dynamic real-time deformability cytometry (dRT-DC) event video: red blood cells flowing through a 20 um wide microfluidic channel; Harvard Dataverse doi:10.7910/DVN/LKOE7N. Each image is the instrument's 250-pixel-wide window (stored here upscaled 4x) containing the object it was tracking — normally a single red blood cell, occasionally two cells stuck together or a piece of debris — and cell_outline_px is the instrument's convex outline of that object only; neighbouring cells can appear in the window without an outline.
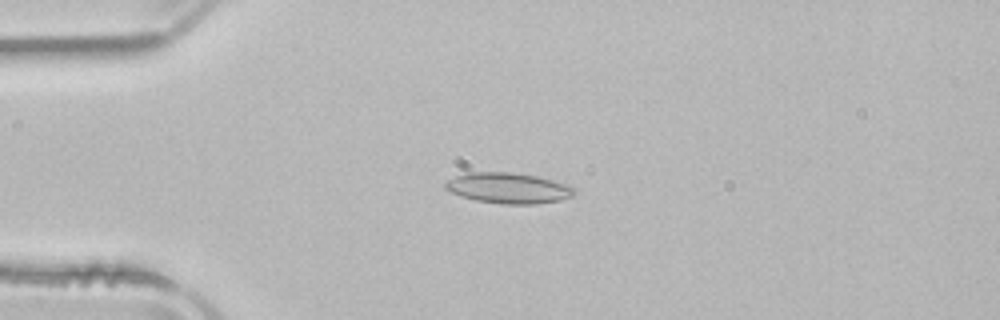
{"species": "common noctule bat (a hibernating species)", "species_latin": "Nyctalus noctula", "temperature_condition": "room temperature", "stored_images_in_passage": 51, "camera_frame_rate_fps": 3000, "um_per_image_px": 0.085, "animal": {"sex": "male", "body_mass_g": 21.5, "forearm_length_mm": 52.0}, "frame": {"image": 1, "passage_image": 12, "time_ms": 3.667, "image_size_px": [1000, 320], "cell_outline_px": [[576, 192], [572, 196], [560, 200], [536, 204], [500, 204], [476, 200], [460, 196], [444, 188], [444, 184], [448, 180], [456, 176], [468, 172], [512, 172], [536, 176], [568, 184], [576, 188]], "centroid_in_image_um": [43.23, 15.99], "position_along_channel_um": 41.8, "area_um2": 23.12}}
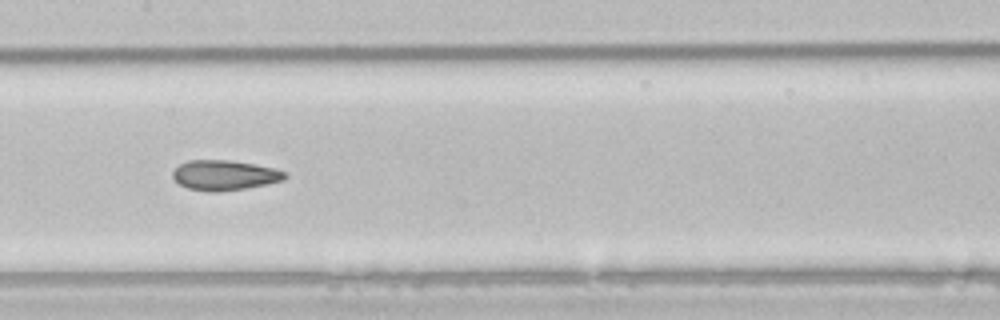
{"frame": {"image": 2, "passage_image": 25, "time_ms": 8.0, "image_size_px": [1000, 320], "cell_outline_px": [[288, 176], [284, 180], [244, 188], [220, 192], [212, 192], [188, 188], [180, 184], [172, 176], [172, 172], [180, 164], [188, 160], [228, 160], [252, 164], [272, 168], [288, 172]], "centroid_in_image_um": [19.08, 14.89], "position_along_channel_um": 188.3, "area_um2": 19.42}}
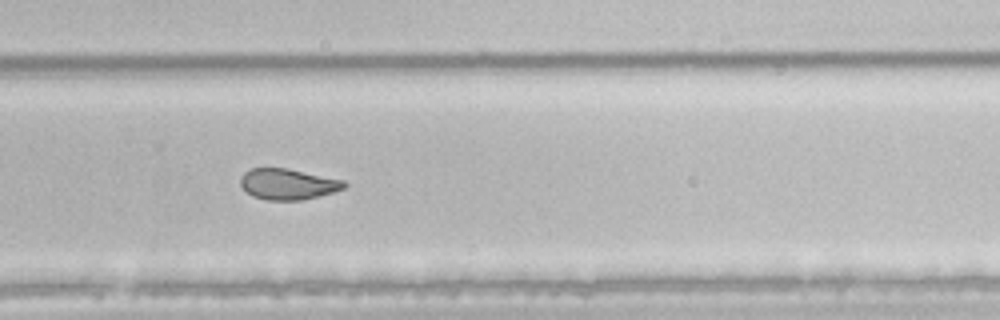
{"frame": {"image": 3, "passage_image": 34, "time_ms": 11.0, "image_size_px": [1000, 320], "cell_outline_px": [[348, 184], [344, 188], [332, 192], [300, 200], [268, 200], [252, 196], [240, 184], [240, 176], [244, 172], [252, 168], [288, 168], [344, 180]], "centroid_in_image_um": [24.46, 15.63], "position_along_channel_um": 305.3, "area_um2": 18.55}, "authors_computed_cell_mechanics": {"area_um2": 21.1548, "velocity_mm_per_s": 3.9323, "shape_relaxation_time_tau1_ms": null, "shape_relaxation_time_tau2_ms": 2.6671, "deformation_change_tau1": null, "deformation_change_tau2": 0.0766}}